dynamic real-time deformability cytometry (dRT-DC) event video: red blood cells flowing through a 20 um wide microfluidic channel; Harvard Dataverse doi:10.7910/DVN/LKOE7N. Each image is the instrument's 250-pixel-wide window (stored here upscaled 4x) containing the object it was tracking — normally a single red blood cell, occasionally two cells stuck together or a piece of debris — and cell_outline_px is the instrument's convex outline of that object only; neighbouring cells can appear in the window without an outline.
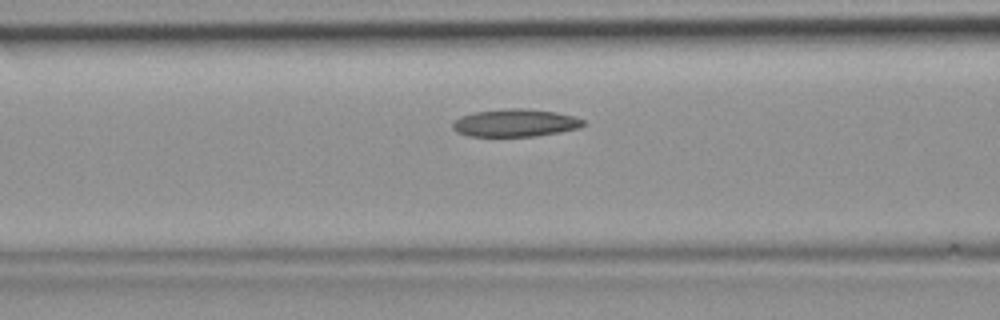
{"species": "common noctule bat (a hibernating species)", "species_latin": "Nyctalus noctula", "temperature_condition": "room temperature", "stored_images_in_passage": 33, "camera_frame_rate_fps": 3000, "um_per_image_px": 0.085, "animal": {"sex": "female", "body_mass_g": 19.9}, "frame": {"image": 1, "passage_image": 10, "time_ms": 3.0, "image_size_px": [1000, 320], "cell_outline_px": [[588, 124], [580, 128], [560, 132], [536, 136], [468, 136], [456, 132], [452, 128], [452, 124], [460, 116], [472, 112], [512, 108], [520, 108], [556, 112], [572, 116], [584, 120]], "centroid_in_image_um": [43.8, 10.45], "position_along_channel_um": 122.8, "area_um2": 21.1}}
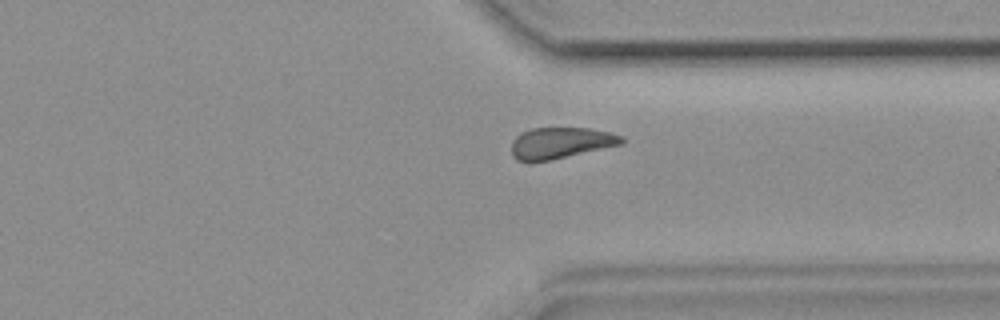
{"frame": {"image": 2, "passage_image": 26, "time_ms": 8.333, "image_size_px": [1000, 320], "cell_outline_px": [[624, 144], [548, 160], [528, 164], [516, 160], [512, 156], [512, 140], [520, 132], [532, 128], [588, 128], [608, 132], [624, 136]], "centroid_in_image_um": [47.61, 12.16], "position_along_channel_um": 363.8, "area_um2": 20.29}}
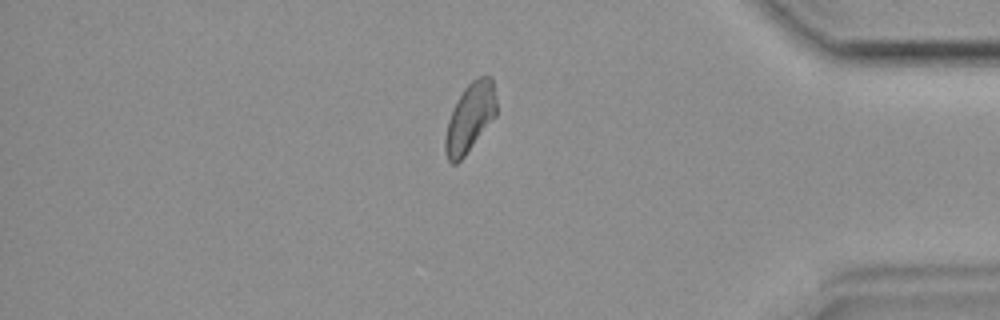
{"frame": {"image": 3, "passage_image": 30, "time_ms": 9.667, "image_size_px": [1000, 320], "cell_outline_px": [[496, 116], [464, 156], [456, 164], [452, 164], [448, 160], [444, 152], [444, 136], [448, 120], [456, 100], [464, 88], [472, 80], [480, 76], [492, 76], [496, 100]], "centroid_in_image_um": [39.93, 10.0], "position_along_channel_um": 395.3, "area_um2": 20.63}}